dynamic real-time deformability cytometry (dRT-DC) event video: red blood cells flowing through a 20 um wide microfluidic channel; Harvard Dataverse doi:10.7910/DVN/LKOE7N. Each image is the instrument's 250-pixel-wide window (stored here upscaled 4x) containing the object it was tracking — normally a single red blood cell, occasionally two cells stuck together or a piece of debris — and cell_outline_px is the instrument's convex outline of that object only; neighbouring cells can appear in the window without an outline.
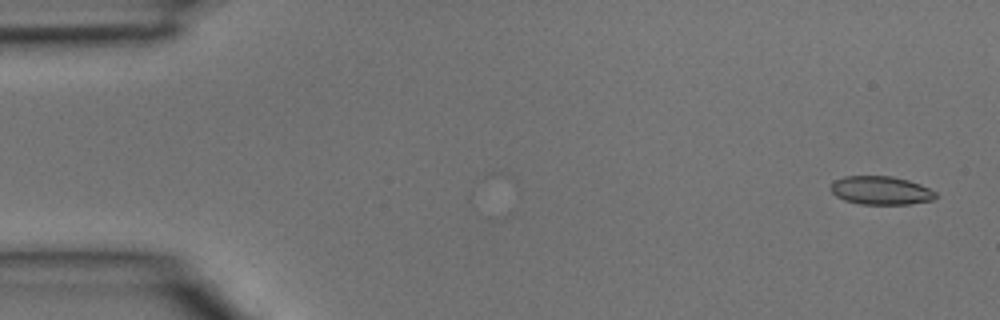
{"species": "common noctule bat (a hibernating species)", "species_latin": "Nyctalus noctula", "temperature_condition": "room temperature", "stored_images_in_passage": 4, "camera_frame_rate_fps": 3000, "um_per_image_px": 0.085, "animal": {"sex": "male", "body_mass_g": 15.6}, "frame": {"image": 1, "passage_image": 1, "time_ms": 0.0, "image_size_px": [1000, 320], "cell_outline_px": [[936, 196], [932, 200], [908, 204], [860, 204], [844, 200], [836, 196], [832, 192], [832, 180], [844, 176], [892, 176], [908, 180], [920, 184], [936, 192]], "centroid_in_image_um": [74.85, 16.18], "position_along_channel_um": 10.1, "area_um2": 17.34}}
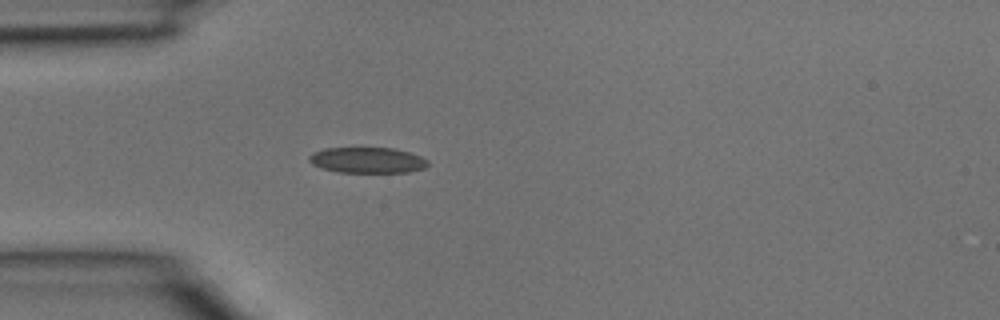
{"frame": {"image": 2, "passage_image": 4, "time_ms": 1.0, "image_size_px": [1000, 320], "cell_outline_px": [[428, 164], [424, 168], [408, 172], [336, 172], [312, 164], [308, 160], [308, 156], [312, 152], [324, 148], [396, 148], [420, 156], [428, 160]], "centroid_in_image_um": [31.21, 13.61], "position_along_channel_um": 53.8, "area_um2": 17.8}}